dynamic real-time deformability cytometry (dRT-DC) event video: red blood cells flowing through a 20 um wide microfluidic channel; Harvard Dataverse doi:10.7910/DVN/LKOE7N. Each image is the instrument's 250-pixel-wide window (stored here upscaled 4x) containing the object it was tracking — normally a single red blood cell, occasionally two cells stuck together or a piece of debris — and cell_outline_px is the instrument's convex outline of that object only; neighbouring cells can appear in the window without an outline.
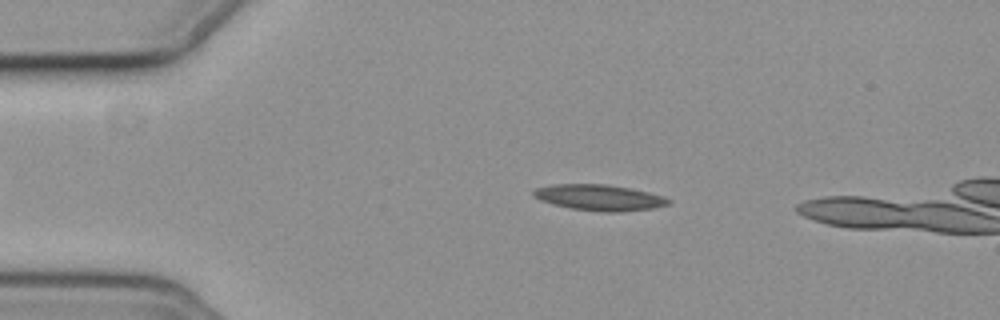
{"species": "common noctule bat (a hibernating species)", "species_latin": "Nyctalus noctula", "temperature_condition": "cold", "stored_images_in_passage": 51, "camera_frame_rate_fps": 3000, "um_per_image_px": 0.085, "animal": {"sex": "female", "body_mass_g": 19.3, "forearm_length_mm": 54.1}, "frame": {"image": 1, "passage_image": 11, "time_ms": 3.333, "image_size_px": [1000, 320], "cell_outline_px": [[672, 200], [668, 204], [652, 208], [616, 212], [600, 212], [572, 208], [552, 204], [540, 200], [532, 196], [532, 192], [536, 188], [552, 184], [608, 184], [648, 192]], "centroid_in_image_um": [50.88, 16.79], "position_along_channel_um": 34.1, "area_um2": 20.23}}
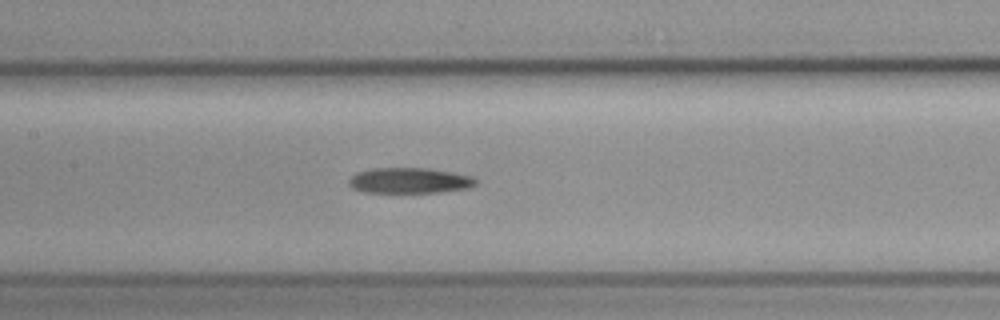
{"frame": {"image": 2, "passage_image": 26, "time_ms": 8.333, "image_size_px": [1000, 320], "cell_outline_px": [[476, 184], [468, 188], [440, 192], [364, 192], [352, 188], [348, 184], [348, 180], [356, 172], [372, 168], [424, 168], [452, 172], [472, 176], [476, 180]], "centroid_in_image_um": [34.78, 15.34], "position_along_channel_um": 172.6, "area_um2": 18.84}}
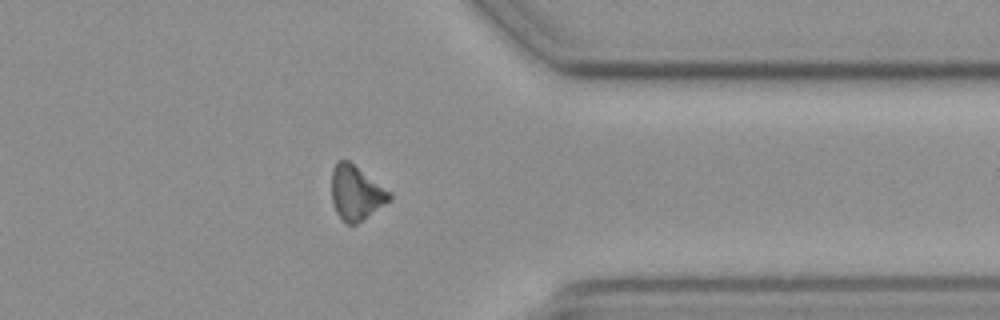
{"frame": {"image": 3, "passage_image": 44, "time_ms": 14.333, "image_size_px": [1000, 320], "cell_outline_px": [[392, 196], [388, 200], [356, 224], [344, 224], [336, 212], [332, 200], [332, 168], [336, 160], [348, 160], [392, 192]], "centroid_in_image_um": [30.23, 16.36], "position_along_channel_um": 381.2, "area_um2": 18.15}, "authors_computed_cell_mechanics": {"area_um2": 19.1896, "velocity_mm_per_s": 3.6451, "shape_relaxation_time_tau1_ms": 11.3506, "shape_relaxation_time_tau2_ms": null, "deformation_change_tau1": 0.1799, "deformation_change_tau2": null}}